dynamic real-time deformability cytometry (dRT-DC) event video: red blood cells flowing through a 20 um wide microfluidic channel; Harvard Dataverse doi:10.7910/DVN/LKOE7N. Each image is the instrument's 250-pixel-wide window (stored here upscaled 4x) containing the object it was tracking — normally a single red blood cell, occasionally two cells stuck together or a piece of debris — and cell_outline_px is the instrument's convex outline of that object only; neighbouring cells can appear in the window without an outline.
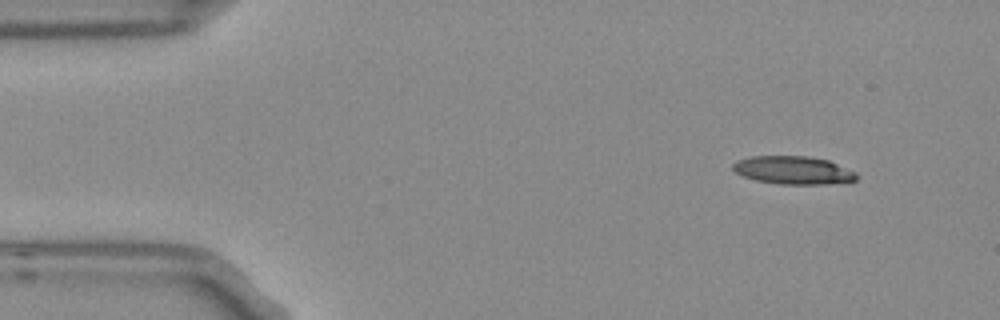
{"species": "Egyptian fruit bat (a non-hibernating species)", "species_latin": "Rousettus aegyptiacus", "temperature_condition": "room temperature", "stored_images_in_passage": 3, "camera_frame_rate_fps": 3000, "um_per_image_px": 0.085, "frame": {"image": 1, "passage_image": 1, "time_ms": 0.0, "image_size_px": [1000, 320], "cell_outline_px": [[856, 180], [848, 184], [780, 184], [756, 180], [744, 176], [736, 172], [732, 168], [732, 164], [736, 160], [752, 156], [808, 156], [828, 160], [856, 172]], "centroid_in_image_um": [67.47, 14.47], "position_along_channel_um": 17.5, "area_um2": 20.4}}
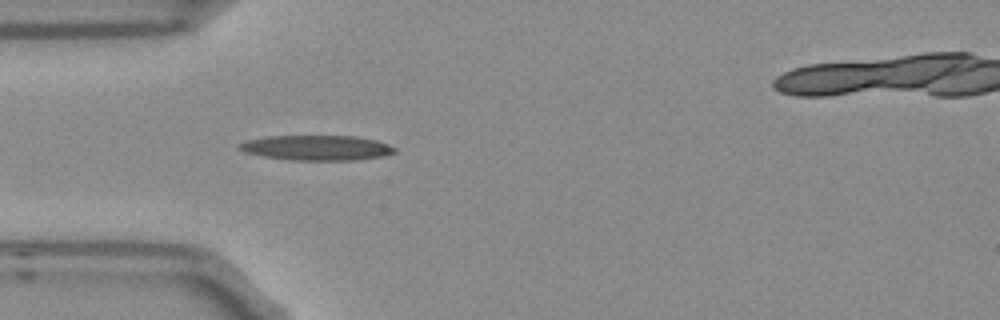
{"frame": {"image": 2, "passage_image": 3, "time_ms": 0.667, "image_size_px": [1000, 320], "cell_outline_px": [[396, 152], [384, 156], [356, 160], [292, 160], [264, 156], [244, 152], [236, 148], [240, 144], [248, 140], [268, 136], [356, 136], [376, 140], [388, 144], [396, 148]], "centroid_in_image_um": [26.95, 12.56], "position_along_channel_um": 58.0, "area_um2": 22.66}}